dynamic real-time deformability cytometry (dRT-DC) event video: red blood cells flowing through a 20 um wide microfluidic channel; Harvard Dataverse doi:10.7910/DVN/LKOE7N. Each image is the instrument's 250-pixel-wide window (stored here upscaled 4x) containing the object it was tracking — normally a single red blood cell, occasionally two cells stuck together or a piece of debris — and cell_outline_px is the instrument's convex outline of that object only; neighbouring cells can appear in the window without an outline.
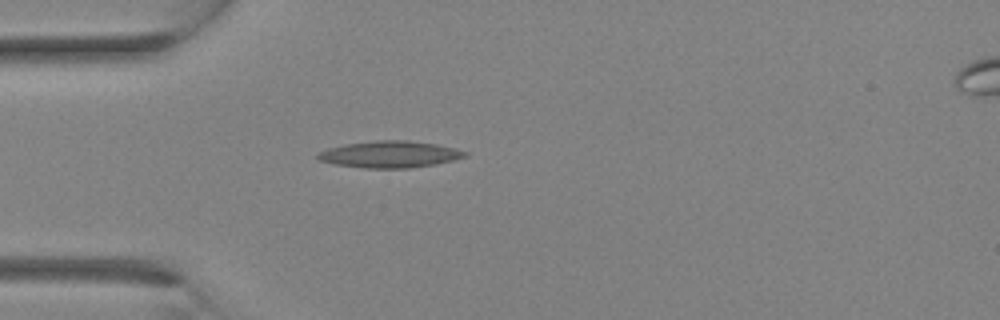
{"species": "Egyptian fruit bat (a non-hibernating species)", "species_latin": "Rousettus aegyptiacus", "temperature_condition": "room temperature", "stored_images_in_passage": 2, "camera_frame_rate_fps": 3000, "um_per_image_px": 0.085, "animal": {"sex": "female"}, "frame": {"image": 1, "passage_image": 1, "time_ms": 0.0, "image_size_px": [1000, 320], "cell_outline_px": [[468, 156], [436, 164], [408, 168], [364, 168], [336, 164], [320, 160], [316, 156], [320, 152], [328, 148], [344, 144], [376, 140], [408, 140], [436, 144], [456, 148], [468, 152]], "centroid_in_image_um": [33.17, 13.11], "position_along_channel_um": 51.8, "area_um2": 22.83}}